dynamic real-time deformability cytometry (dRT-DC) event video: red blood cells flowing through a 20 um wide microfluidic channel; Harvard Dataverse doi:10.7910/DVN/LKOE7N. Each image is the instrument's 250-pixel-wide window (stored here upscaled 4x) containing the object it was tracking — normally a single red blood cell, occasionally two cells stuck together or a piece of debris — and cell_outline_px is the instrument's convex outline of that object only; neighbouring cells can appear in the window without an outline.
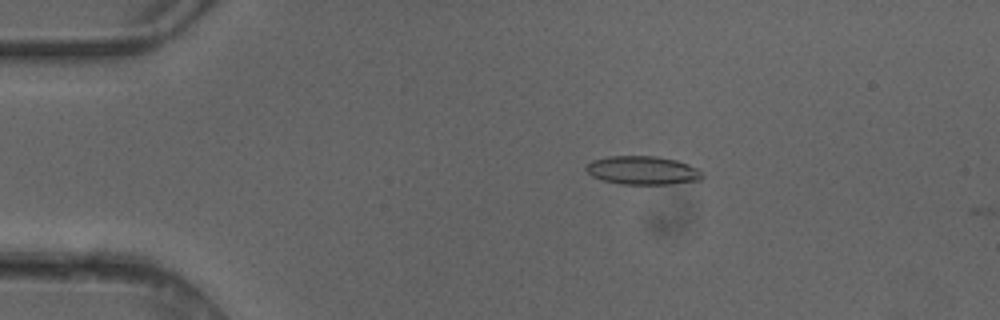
{"species": "common noctule bat (a hibernating species)", "species_latin": "Nyctalus noctula", "temperature_condition": "cold", "stored_images_in_passage": 5, "camera_frame_rate_fps": 3000, "um_per_image_px": 0.085, "animal": {"sex": "female"}, "frame": {"image": 1, "passage_image": 3, "time_ms": 0.667, "image_size_px": [1000, 320], "cell_outline_px": [[704, 176], [700, 180], [668, 184], [620, 184], [604, 180], [592, 176], [584, 168], [592, 160], [608, 156], [656, 156], [676, 160], [688, 164], [704, 172]], "centroid_in_image_um": [54.64, 14.48], "position_along_channel_um": 30.4, "area_um2": 19.31}}